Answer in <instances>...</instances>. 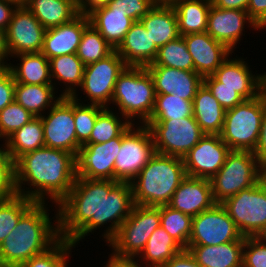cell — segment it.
<instances>
[{
	"instance_id": "f6af8a7d",
	"label": "cell",
	"mask_w": 266,
	"mask_h": 267,
	"mask_svg": "<svg viewBox=\"0 0 266 267\" xmlns=\"http://www.w3.org/2000/svg\"><path fill=\"white\" fill-rule=\"evenodd\" d=\"M4 145L5 143L0 146V201L17 194L15 162L8 155Z\"/></svg>"
},
{
	"instance_id": "680465c9",
	"label": "cell",
	"mask_w": 266,
	"mask_h": 267,
	"mask_svg": "<svg viewBox=\"0 0 266 267\" xmlns=\"http://www.w3.org/2000/svg\"><path fill=\"white\" fill-rule=\"evenodd\" d=\"M11 57L8 47L5 31L0 29V67H8L10 61L8 58Z\"/></svg>"
},
{
	"instance_id": "e0dca14e",
	"label": "cell",
	"mask_w": 266,
	"mask_h": 267,
	"mask_svg": "<svg viewBox=\"0 0 266 267\" xmlns=\"http://www.w3.org/2000/svg\"><path fill=\"white\" fill-rule=\"evenodd\" d=\"M46 29L27 7H17L5 31L8 51L12 56L39 53Z\"/></svg>"
},
{
	"instance_id": "484cf974",
	"label": "cell",
	"mask_w": 266,
	"mask_h": 267,
	"mask_svg": "<svg viewBox=\"0 0 266 267\" xmlns=\"http://www.w3.org/2000/svg\"><path fill=\"white\" fill-rule=\"evenodd\" d=\"M92 25L115 50L135 22L124 11L111 10L107 5L98 7L88 14Z\"/></svg>"
},
{
	"instance_id": "be15d7a7",
	"label": "cell",
	"mask_w": 266,
	"mask_h": 267,
	"mask_svg": "<svg viewBox=\"0 0 266 267\" xmlns=\"http://www.w3.org/2000/svg\"><path fill=\"white\" fill-rule=\"evenodd\" d=\"M262 80H263V93L266 95V72L262 73Z\"/></svg>"
},
{
	"instance_id": "94428289",
	"label": "cell",
	"mask_w": 266,
	"mask_h": 267,
	"mask_svg": "<svg viewBox=\"0 0 266 267\" xmlns=\"http://www.w3.org/2000/svg\"><path fill=\"white\" fill-rule=\"evenodd\" d=\"M178 0H152L155 5H172Z\"/></svg>"
},
{
	"instance_id": "44dd1931",
	"label": "cell",
	"mask_w": 266,
	"mask_h": 267,
	"mask_svg": "<svg viewBox=\"0 0 266 267\" xmlns=\"http://www.w3.org/2000/svg\"><path fill=\"white\" fill-rule=\"evenodd\" d=\"M151 74L156 95L176 94L185 100H194L203 77L195 71L179 70L165 66H146Z\"/></svg>"
},
{
	"instance_id": "9f6ffc18",
	"label": "cell",
	"mask_w": 266,
	"mask_h": 267,
	"mask_svg": "<svg viewBox=\"0 0 266 267\" xmlns=\"http://www.w3.org/2000/svg\"><path fill=\"white\" fill-rule=\"evenodd\" d=\"M212 5L221 9H237L247 11L249 0H211Z\"/></svg>"
},
{
	"instance_id": "2e32d148",
	"label": "cell",
	"mask_w": 266,
	"mask_h": 267,
	"mask_svg": "<svg viewBox=\"0 0 266 267\" xmlns=\"http://www.w3.org/2000/svg\"><path fill=\"white\" fill-rule=\"evenodd\" d=\"M121 147V134L105 143L83 144L76 156V176L114 180V165Z\"/></svg>"
},
{
	"instance_id": "f546056e",
	"label": "cell",
	"mask_w": 266,
	"mask_h": 267,
	"mask_svg": "<svg viewBox=\"0 0 266 267\" xmlns=\"http://www.w3.org/2000/svg\"><path fill=\"white\" fill-rule=\"evenodd\" d=\"M211 5V0H178L172 4L180 35L206 32Z\"/></svg>"
},
{
	"instance_id": "e7e4bbea",
	"label": "cell",
	"mask_w": 266,
	"mask_h": 267,
	"mask_svg": "<svg viewBox=\"0 0 266 267\" xmlns=\"http://www.w3.org/2000/svg\"><path fill=\"white\" fill-rule=\"evenodd\" d=\"M77 7L84 1V0H71Z\"/></svg>"
},
{
	"instance_id": "603a6c76",
	"label": "cell",
	"mask_w": 266,
	"mask_h": 267,
	"mask_svg": "<svg viewBox=\"0 0 266 267\" xmlns=\"http://www.w3.org/2000/svg\"><path fill=\"white\" fill-rule=\"evenodd\" d=\"M90 25L88 15L79 14L72 21L46 29L41 53L48 58L76 54L84 30Z\"/></svg>"
},
{
	"instance_id": "ba28073f",
	"label": "cell",
	"mask_w": 266,
	"mask_h": 267,
	"mask_svg": "<svg viewBox=\"0 0 266 267\" xmlns=\"http://www.w3.org/2000/svg\"><path fill=\"white\" fill-rule=\"evenodd\" d=\"M159 226L160 206L134 205L117 234L107 244L117 256L137 258Z\"/></svg>"
},
{
	"instance_id": "4fadbf2b",
	"label": "cell",
	"mask_w": 266,
	"mask_h": 267,
	"mask_svg": "<svg viewBox=\"0 0 266 267\" xmlns=\"http://www.w3.org/2000/svg\"><path fill=\"white\" fill-rule=\"evenodd\" d=\"M41 117L46 147L78 155L82 144L77 140L74 123V98L61 97Z\"/></svg>"
},
{
	"instance_id": "5b68a950",
	"label": "cell",
	"mask_w": 266,
	"mask_h": 267,
	"mask_svg": "<svg viewBox=\"0 0 266 267\" xmlns=\"http://www.w3.org/2000/svg\"><path fill=\"white\" fill-rule=\"evenodd\" d=\"M155 98L154 81L146 67L126 66L115 83L111 104L131 124L138 120L136 125H144L153 112Z\"/></svg>"
},
{
	"instance_id": "7bdbcfd3",
	"label": "cell",
	"mask_w": 266,
	"mask_h": 267,
	"mask_svg": "<svg viewBox=\"0 0 266 267\" xmlns=\"http://www.w3.org/2000/svg\"><path fill=\"white\" fill-rule=\"evenodd\" d=\"M75 246L67 239H60L46 252L26 261L21 267H68L69 256Z\"/></svg>"
},
{
	"instance_id": "bcb514c9",
	"label": "cell",
	"mask_w": 266,
	"mask_h": 267,
	"mask_svg": "<svg viewBox=\"0 0 266 267\" xmlns=\"http://www.w3.org/2000/svg\"><path fill=\"white\" fill-rule=\"evenodd\" d=\"M243 267H266V236L245 237Z\"/></svg>"
},
{
	"instance_id": "7a4b0ae2",
	"label": "cell",
	"mask_w": 266,
	"mask_h": 267,
	"mask_svg": "<svg viewBox=\"0 0 266 267\" xmlns=\"http://www.w3.org/2000/svg\"><path fill=\"white\" fill-rule=\"evenodd\" d=\"M76 179V157L67 151L41 147L15 162L17 194L35 202L48 199L58 204L68 195ZM28 185L26 187L23 185ZM54 202V203H53Z\"/></svg>"
},
{
	"instance_id": "5bb4252c",
	"label": "cell",
	"mask_w": 266,
	"mask_h": 267,
	"mask_svg": "<svg viewBox=\"0 0 266 267\" xmlns=\"http://www.w3.org/2000/svg\"><path fill=\"white\" fill-rule=\"evenodd\" d=\"M231 241H245V237L221 204L192 217L188 245L211 246Z\"/></svg>"
},
{
	"instance_id": "7dc6e473",
	"label": "cell",
	"mask_w": 266,
	"mask_h": 267,
	"mask_svg": "<svg viewBox=\"0 0 266 267\" xmlns=\"http://www.w3.org/2000/svg\"><path fill=\"white\" fill-rule=\"evenodd\" d=\"M107 6L111 10L124 11L134 21H140L155 4L152 0H111Z\"/></svg>"
},
{
	"instance_id": "836d02e7",
	"label": "cell",
	"mask_w": 266,
	"mask_h": 267,
	"mask_svg": "<svg viewBox=\"0 0 266 267\" xmlns=\"http://www.w3.org/2000/svg\"><path fill=\"white\" fill-rule=\"evenodd\" d=\"M56 89L53 85L16 83L14 100L35 117H40L61 98L60 94L55 96Z\"/></svg>"
},
{
	"instance_id": "1f68e13d",
	"label": "cell",
	"mask_w": 266,
	"mask_h": 267,
	"mask_svg": "<svg viewBox=\"0 0 266 267\" xmlns=\"http://www.w3.org/2000/svg\"><path fill=\"white\" fill-rule=\"evenodd\" d=\"M49 62L52 85L55 87V80L56 82L58 80V83L60 81L63 86L65 85V89L60 91L61 97H72L82 84L85 65L77 57V54L57 56L51 58Z\"/></svg>"
},
{
	"instance_id": "4316f807",
	"label": "cell",
	"mask_w": 266,
	"mask_h": 267,
	"mask_svg": "<svg viewBox=\"0 0 266 267\" xmlns=\"http://www.w3.org/2000/svg\"><path fill=\"white\" fill-rule=\"evenodd\" d=\"M140 21L158 48L181 36L172 5H155Z\"/></svg>"
},
{
	"instance_id": "cb8c5ba5",
	"label": "cell",
	"mask_w": 266,
	"mask_h": 267,
	"mask_svg": "<svg viewBox=\"0 0 266 267\" xmlns=\"http://www.w3.org/2000/svg\"><path fill=\"white\" fill-rule=\"evenodd\" d=\"M115 51L123 58L127 66L146 67L156 58L158 47L142 22L135 21Z\"/></svg>"
},
{
	"instance_id": "3957f363",
	"label": "cell",
	"mask_w": 266,
	"mask_h": 267,
	"mask_svg": "<svg viewBox=\"0 0 266 267\" xmlns=\"http://www.w3.org/2000/svg\"><path fill=\"white\" fill-rule=\"evenodd\" d=\"M45 202H35L19 219L15 228L0 243L3 267H21L32 257L53 247L61 238L59 212L55 220Z\"/></svg>"
},
{
	"instance_id": "d6a6232c",
	"label": "cell",
	"mask_w": 266,
	"mask_h": 267,
	"mask_svg": "<svg viewBox=\"0 0 266 267\" xmlns=\"http://www.w3.org/2000/svg\"><path fill=\"white\" fill-rule=\"evenodd\" d=\"M44 146V130L41 117H33L5 140L6 151L14 162L22 155Z\"/></svg>"
},
{
	"instance_id": "ffe728a7",
	"label": "cell",
	"mask_w": 266,
	"mask_h": 267,
	"mask_svg": "<svg viewBox=\"0 0 266 267\" xmlns=\"http://www.w3.org/2000/svg\"><path fill=\"white\" fill-rule=\"evenodd\" d=\"M194 62V71L202 77L212 75L232 52L226 45L216 41L207 32L183 36Z\"/></svg>"
},
{
	"instance_id": "f1b7e54d",
	"label": "cell",
	"mask_w": 266,
	"mask_h": 267,
	"mask_svg": "<svg viewBox=\"0 0 266 267\" xmlns=\"http://www.w3.org/2000/svg\"><path fill=\"white\" fill-rule=\"evenodd\" d=\"M14 57L19 60V64L14 66L9 62L8 68L16 83L52 85L50 62L41 52L22 53L11 58Z\"/></svg>"
},
{
	"instance_id": "ac0fdd59",
	"label": "cell",
	"mask_w": 266,
	"mask_h": 267,
	"mask_svg": "<svg viewBox=\"0 0 266 267\" xmlns=\"http://www.w3.org/2000/svg\"><path fill=\"white\" fill-rule=\"evenodd\" d=\"M230 151L219 134H204L183 157L186 175L211 179L223 166Z\"/></svg>"
},
{
	"instance_id": "8fae6325",
	"label": "cell",
	"mask_w": 266,
	"mask_h": 267,
	"mask_svg": "<svg viewBox=\"0 0 266 267\" xmlns=\"http://www.w3.org/2000/svg\"><path fill=\"white\" fill-rule=\"evenodd\" d=\"M155 154L150 129L145 125L130 124L121 133V147L114 165V180L131 182Z\"/></svg>"
},
{
	"instance_id": "83f0119b",
	"label": "cell",
	"mask_w": 266,
	"mask_h": 267,
	"mask_svg": "<svg viewBox=\"0 0 266 267\" xmlns=\"http://www.w3.org/2000/svg\"><path fill=\"white\" fill-rule=\"evenodd\" d=\"M225 109L203 83L193 100V116L205 134H220L223 128Z\"/></svg>"
},
{
	"instance_id": "681fc988",
	"label": "cell",
	"mask_w": 266,
	"mask_h": 267,
	"mask_svg": "<svg viewBox=\"0 0 266 267\" xmlns=\"http://www.w3.org/2000/svg\"><path fill=\"white\" fill-rule=\"evenodd\" d=\"M212 95L219 101L220 105L229 110L241 104L245 99L239 95L234 88L229 87H208Z\"/></svg>"
},
{
	"instance_id": "74e56055",
	"label": "cell",
	"mask_w": 266,
	"mask_h": 267,
	"mask_svg": "<svg viewBox=\"0 0 266 267\" xmlns=\"http://www.w3.org/2000/svg\"><path fill=\"white\" fill-rule=\"evenodd\" d=\"M192 217L168 205L160 206V226L183 248L187 249Z\"/></svg>"
},
{
	"instance_id": "003e7915",
	"label": "cell",
	"mask_w": 266,
	"mask_h": 267,
	"mask_svg": "<svg viewBox=\"0 0 266 267\" xmlns=\"http://www.w3.org/2000/svg\"><path fill=\"white\" fill-rule=\"evenodd\" d=\"M264 28L266 29V21L259 27V31H260L261 29L264 30Z\"/></svg>"
},
{
	"instance_id": "03108f58",
	"label": "cell",
	"mask_w": 266,
	"mask_h": 267,
	"mask_svg": "<svg viewBox=\"0 0 266 267\" xmlns=\"http://www.w3.org/2000/svg\"><path fill=\"white\" fill-rule=\"evenodd\" d=\"M0 267H3V258L1 254V247H0Z\"/></svg>"
},
{
	"instance_id": "277c9868",
	"label": "cell",
	"mask_w": 266,
	"mask_h": 267,
	"mask_svg": "<svg viewBox=\"0 0 266 267\" xmlns=\"http://www.w3.org/2000/svg\"><path fill=\"white\" fill-rule=\"evenodd\" d=\"M186 176L183 158L156 153L130 182L134 205H168Z\"/></svg>"
},
{
	"instance_id": "6125c7cd",
	"label": "cell",
	"mask_w": 266,
	"mask_h": 267,
	"mask_svg": "<svg viewBox=\"0 0 266 267\" xmlns=\"http://www.w3.org/2000/svg\"><path fill=\"white\" fill-rule=\"evenodd\" d=\"M261 182L266 188V165L262 166V172H261Z\"/></svg>"
},
{
	"instance_id": "ab89813d",
	"label": "cell",
	"mask_w": 266,
	"mask_h": 267,
	"mask_svg": "<svg viewBox=\"0 0 266 267\" xmlns=\"http://www.w3.org/2000/svg\"><path fill=\"white\" fill-rule=\"evenodd\" d=\"M193 116V101L176 94L156 95L153 112L149 120L180 119Z\"/></svg>"
},
{
	"instance_id": "f35d334b",
	"label": "cell",
	"mask_w": 266,
	"mask_h": 267,
	"mask_svg": "<svg viewBox=\"0 0 266 267\" xmlns=\"http://www.w3.org/2000/svg\"><path fill=\"white\" fill-rule=\"evenodd\" d=\"M113 51L114 49L101 34L89 25L82 34L76 54L84 65H88L106 58Z\"/></svg>"
},
{
	"instance_id": "6da1fadb",
	"label": "cell",
	"mask_w": 266,
	"mask_h": 267,
	"mask_svg": "<svg viewBox=\"0 0 266 267\" xmlns=\"http://www.w3.org/2000/svg\"><path fill=\"white\" fill-rule=\"evenodd\" d=\"M133 206L130 182L76 176L68 195L58 204L60 238L76 246L92 231L109 223L102 234L108 243Z\"/></svg>"
},
{
	"instance_id": "9c48e42d",
	"label": "cell",
	"mask_w": 266,
	"mask_h": 267,
	"mask_svg": "<svg viewBox=\"0 0 266 267\" xmlns=\"http://www.w3.org/2000/svg\"><path fill=\"white\" fill-rule=\"evenodd\" d=\"M221 205L244 237L266 236V188L261 180Z\"/></svg>"
},
{
	"instance_id": "60d3db41",
	"label": "cell",
	"mask_w": 266,
	"mask_h": 267,
	"mask_svg": "<svg viewBox=\"0 0 266 267\" xmlns=\"http://www.w3.org/2000/svg\"><path fill=\"white\" fill-rule=\"evenodd\" d=\"M34 203L35 201L19 194L0 201V243L15 228L20 217Z\"/></svg>"
},
{
	"instance_id": "e575fe53",
	"label": "cell",
	"mask_w": 266,
	"mask_h": 267,
	"mask_svg": "<svg viewBox=\"0 0 266 267\" xmlns=\"http://www.w3.org/2000/svg\"><path fill=\"white\" fill-rule=\"evenodd\" d=\"M183 248L159 226L149 237L144 249L137 257L145 265L142 267H163L176 253ZM143 260V261H142ZM145 261V262H144ZM143 262V263H142Z\"/></svg>"
},
{
	"instance_id": "f907efd6",
	"label": "cell",
	"mask_w": 266,
	"mask_h": 267,
	"mask_svg": "<svg viewBox=\"0 0 266 267\" xmlns=\"http://www.w3.org/2000/svg\"><path fill=\"white\" fill-rule=\"evenodd\" d=\"M247 13L260 27L266 21V0H249Z\"/></svg>"
},
{
	"instance_id": "d6986e66",
	"label": "cell",
	"mask_w": 266,
	"mask_h": 267,
	"mask_svg": "<svg viewBox=\"0 0 266 267\" xmlns=\"http://www.w3.org/2000/svg\"><path fill=\"white\" fill-rule=\"evenodd\" d=\"M248 24V25H245ZM259 31L258 25L249 17L247 11L237 9H221L211 5L208 13V23L206 32L226 45L232 52L240 44L241 36L246 27Z\"/></svg>"
},
{
	"instance_id": "4dcf8cb0",
	"label": "cell",
	"mask_w": 266,
	"mask_h": 267,
	"mask_svg": "<svg viewBox=\"0 0 266 267\" xmlns=\"http://www.w3.org/2000/svg\"><path fill=\"white\" fill-rule=\"evenodd\" d=\"M26 7L45 29L68 23L80 14L71 0H30Z\"/></svg>"
},
{
	"instance_id": "b9f144b4",
	"label": "cell",
	"mask_w": 266,
	"mask_h": 267,
	"mask_svg": "<svg viewBox=\"0 0 266 267\" xmlns=\"http://www.w3.org/2000/svg\"><path fill=\"white\" fill-rule=\"evenodd\" d=\"M78 95L75 93L72 96L74 98V123L77 140L83 145L89 139L97 116L104 107L85 104Z\"/></svg>"
},
{
	"instance_id": "816d5d0a",
	"label": "cell",
	"mask_w": 266,
	"mask_h": 267,
	"mask_svg": "<svg viewBox=\"0 0 266 267\" xmlns=\"http://www.w3.org/2000/svg\"><path fill=\"white\" fill-rule=\"evenodd\" d=\"M163 267H202L189 252L188 249H182L176 253Z\"/></svg>"
},
{
	"instance_id": "7c38bea8",
	"label": "cell",
	"mask_w": 266,
	"mask_h": 267,
	"mask_svg": "<svg viewBox=\"0 0 266 267\" xmlns=\"http://www.w3.org/2000/svg\"><path fill=\"white\" fill-rule=\"evenodd\" d=\"M126 66L115 50L106 58L85 65L80 88L90 100L87 103L108 108L117 78Z\"/></svg>"
},
{
	"instance_id": "9a60e30c",
	"label": "cell",
	"mask_w": 266,
	"mask_h": 267,
	"mask_svg": "<svg viewBox=\"0 0 266 267\" xmlns=\"http://www.w3.org/2000/svg\"><path fill=\"white\" fill-rule=\"evenodd\" d=\"M244 58H227L212 74L203 77L207 87H229L245 100L254 99L263 92L262 74H253Z\"/></svg>"
},
{
	"instance_id": "8d00e7d4",
	"label": "cell",
	"mask_w": 266,
	"mask_h": 267,
	"mask_svg": "<svg viewBox=\"0 0 266 267\" xmlns=\"http://www.w3.org/2000/svg\"><path fill=\"white\" fill-rule=\"evenodd\" d=\"M147 66H165L194 71V62L187 50L183 36L159 47L156 58Z\"/></svg>"
},
{
	"instance_id": "7402d4cb",
	"label": "cell",
	"mask_w": 266,
	"mask_h": 267,
	"mask_svg": "<svg viewBox=\"0 0 266 267\" xmlns=\"http://www.w3.org/2000/svg\"><path fill=\"white\" fill-rule=\"evenodd\" d=\"M215 204L210 179L186 176L175 190L168 206L194 217Z\"/></svg>"
},
{
	"instance_id": "d590c367",
	"label": "cell",
	"mask_w": 266,
	"mask_h": 267,
	"mask_svg": "<svg viewBox=\"0 0 266 267\" xmlns=\"http://www.w3.org/2000/svg\"><path fill=\"white\" fill-rule=\"evenodd\" d=\"M130 124L124 116L116 110L114 112V108H104L98 114L91 135L84 144L105 143L118 137Z\"/></svg>"
},
{
	"instance_id": "30bf717a",
	"label": "cell",
	"mask_w": 266,
	"mask_h": 267,
	"mask_svg": "<svg viewBox=\"0 0 266 267\" xmlns=\"http://www.w3.org/2000/svg\"><path fill=\"white\" fill-rule=\"evenodd\" d=\"M156 153L183 158L204 136L194 116L169 120H148Z\"/></svg>"
},
{
	"instance_id": "11a10c76",
	"label": "cell",
	"mask_w": 266,
	"mask_h": 267,
	"mask_svg": "<svg viewBox=\"0 0 266 267\" xmlns=\"http://www.w3.org/2000/svg\"><path fill=\"white\" fill-rule=\"evenodd\" d=\"M17 7L6 1V0H0V29L3 31H6L8 24L11 21V16L13 14V11Z\"/></svg>"
},
{
	"instance_id": "db71d44e",
	"label": "cell",
	"mask_w": 266,
	"mask_h": 267,
	"mask_svg": "<svg viewBox=\"0 0 266 267\" xmlns=\"http://www.w3.org/2000/svg\"><path fill=\"white\" fill-rule=\"evenodd\" d=\"M108 261L104 267H142L138 258L120 257L113 252L109 254ZM138 260V261H137Z\"/></svg>"
},
{
	"instance_id": "d4e9b609",
	"label": "cell",
	"mask_w": 266,
	"mask_h": 267,
	"mask_svg": "<svg viewBox=\"0 0 266 267\" xmlns=\"http://www.w3.org/2000/svg\"><path fill=\"white\" fill-rule=\"evenodd\" d=\"M244 241L219 245H188L187 249L202 267H243Z\"/></svg>"
},
{
	"instance_id": "91938a15",
	"label": "cell",
	"mask_w": 266,
	"mask_h": 267,
	"mask_svg": "<svg viewBox=\"0 0 266 267\" xmlns=\"http://www.w3.org/2000/svg\"><path fill=\"white\" fill-rule=\"evenodd\" d=\"M12 4H14L16 7H26L30 0H6Z\"/></svg>"
},
{
	"instance_id": "ee69618b",
	"label": "cell",
	"mask_w": 266,
	"mask_h": 267,
	"mask_svg": "<svg viewBox=\"0 0 266 267\" xmlns=\"http://www.w3.org/2000/svg\"><path fill=\"white\" fill-rule=\"evenodd\" d=\"M33 117L29 111L15 100L0 111V139L5 140Z\"/></svg>"
},
{
	"instance_id": "8992f818",
	"label": "cell",
	"mask_w": 266,
	"mask_h": 267,
	"mask_svg": "<svg viewBox=\"0 0 266 267\" xmlns=\"http://www.w3.org/2000/svg\"><path fill=\"white\" fill-rule=\"evenodd\" d=\"M265 109L266 95L262 92L254 99L244 100L225 111L219 135L231 150L254 151Z\"/></svg>"
},
{
	"instance_id": "f5cc1de1",
	"label": "cell",
	"mask_w": 266,
	"mask_h": 267,
	"mask_svg": "<svg viewBox=\"0 0 266 267\" xmlns=\"http://www.w3.org/2000/svg\"><path fill=\"white\" fill-rule=\"evenodd\" d=\"M253 154L262 166L266 165V109L262 118L258 142L253 151Z\"/></svg>"
},
{
	"instance_id": "52a82bcc",
	"label": "cell",
	"mask_w": 266,
	"mask_h": 267,
	"mask_svg": "<svg viewBox=\"0 0 266 267\" xmlns=\"http://www.w3.org/2000/svg\"><path fill=\"white\" fill-rule=\"evenodd\" d=\"M262 165L253 152L231 150L223 166L210 179L213 199L221 204L261 180Z\"/></svg>"
},
{
	"instance_id": "6f0895ef",
	"label": "cell",
	"mask_w": 266,
	"mask_h": 267,
	"mask_svg": "<svg viewBox=\"0 0 266 267\" xmlns=\"http://www.w3.org/2000/svg\"><path fill=\"white\" fill-rule=\"evenodd\" d=\"M111 0H84L79 6L80 14L88 15L94 9L107 5Z\"/></svg>"
},
{
	"instance_id": "c3c4849f",
	"label": "cell",
	"mask_w": 266,
	"mask_h": 267,
	"mask_svg": "<svg viewBox=\"0 0 266 267\" xmlns=\"http://www.w3.org/2000/svg\"><path fill=\"white\" fill-rule=\"evenodd\" d=\"M15 80L8 67H0V111L14 101Z\"/></svg>"
}]
</instances>
